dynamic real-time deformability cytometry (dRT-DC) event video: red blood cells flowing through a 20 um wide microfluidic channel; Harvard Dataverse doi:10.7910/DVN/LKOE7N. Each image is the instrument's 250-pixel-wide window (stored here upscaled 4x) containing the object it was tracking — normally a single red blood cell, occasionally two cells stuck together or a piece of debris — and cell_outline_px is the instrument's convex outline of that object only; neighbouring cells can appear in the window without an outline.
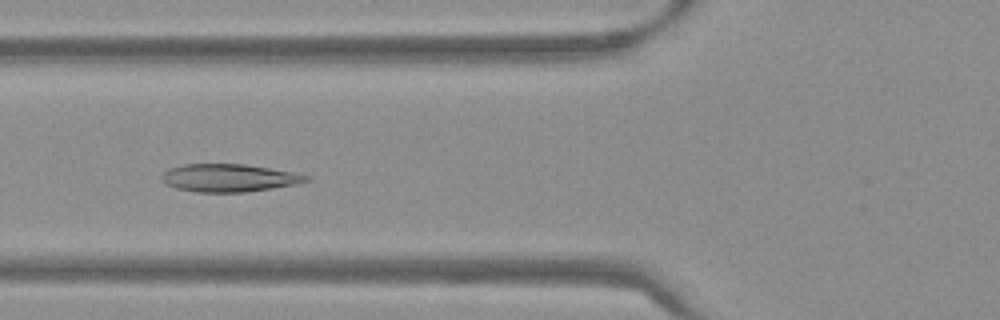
{"species": "Egyptian fruit bat (a non-hibernating species)", "species_latin": "Rousettus aegyptiacus", "temperature_condition": "warm", "stored_images_in_passage": 53, "camera_frame_rate_fps": 3000, "um_per_image_px": 0.085, "frame": {"image": 1, "passage_image": 20, "time_ms": 6.333, "image_size_px": [1000, 320], "cell_outline_px": [[312, 180], [272, 188], [244, 192], [196, 192], [176, 188], [164, 184], [160, 180], [160, 176], [168, 168], [184, 164], [244, 164], [292, 172], [312, 176]], "centroid_in_image_um": [19.41, 15.12], "position_along_channel_um": 106.4, "area_um2": 23.41}}
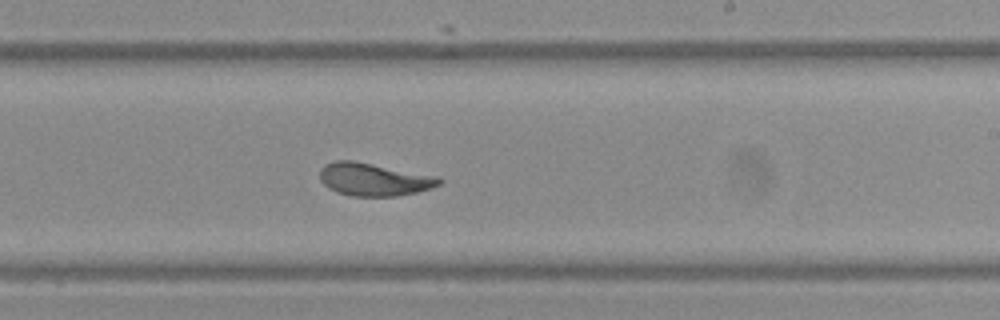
{"frame": {"image": 2, "passage_image": 32, "time_ms": 10.333, "image_size_px": [1000, 320], "cell_outline_px": [[444, 180], [440, 184], [416, 192], [396, 196], [352, 196], [336, 192], [328, 188], [320, 180], [320, 168], [324, 164], [332, 160], [352, 160], [440, 176]], "centroid_in_image_um": [31.76, 15.23], "position_along_channel_um": 257.2, "area_um2": 23.0}}
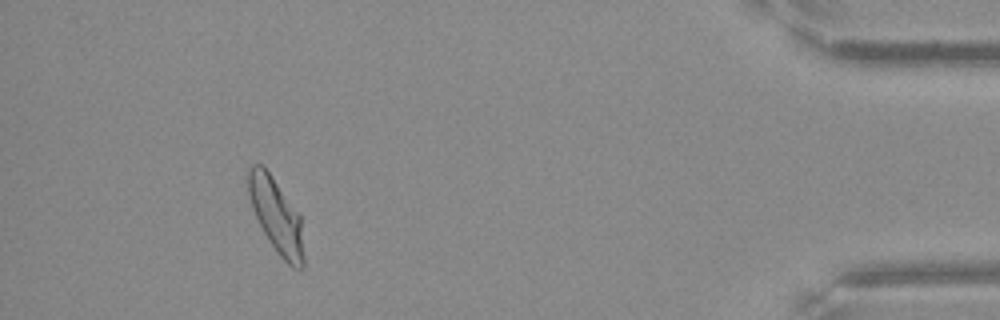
{"frame": {"image": 3, "passage_image": 49, "time_ms": 16.0, "image_size_px": [1000, 320], "cell_outline_px": [[304, 268], [300, 272], [292, 268], [276, 252], [264, 232], [252, 208], [248, 196], [248, 168], [252, 164], [260, 164], [268, 172], [300, 216], [304, 256]], "centroid_in_image_um": [23.49, 18.41], "position_along_channel_um": 411.7, "area_um2": 23.7}, "authors_computed_cell_mechanics": {"area_um2": 23.8136, "velocity_mm_per_s": 3.7705, "shape_relaxation_time_tau1_ms": 4.6882, "shape_relaxation_time_tau2_ms": 1.1097, "deformation_change_tau1": 0.1607, "deformation_change_tau2": 0.0607}}